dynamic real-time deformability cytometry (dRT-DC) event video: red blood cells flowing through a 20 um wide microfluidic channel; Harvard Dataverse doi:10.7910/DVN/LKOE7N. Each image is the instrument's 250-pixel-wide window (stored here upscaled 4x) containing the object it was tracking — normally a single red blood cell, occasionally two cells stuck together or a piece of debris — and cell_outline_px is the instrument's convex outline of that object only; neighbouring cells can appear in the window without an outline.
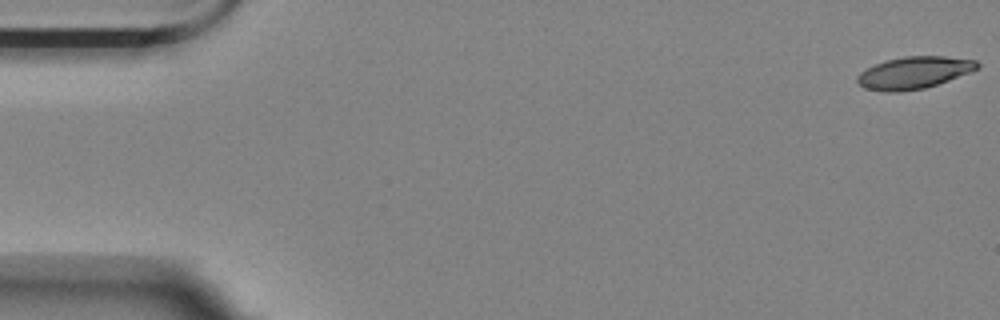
{"species": "Egyptian fruit bat (a non-hibernating species)", "species_latin": "Rousettus aegyptiacus", "temperature_condition": "room temperature", "stored_images_in_passage": 46, "camera_frame_rate_fps": 3000, "um_per_image_px": 0.085, "animal": {"sex": "female"}, "frame": {"image": 1, "passage_image": 1, "time_ms": 0.0, "image_size_px": [1000, 320], "cell_outline_px": [[980, 68], [972, 72], [924, 88], [896, 92], [884, 92], [864, 88], [856, 80], [856, 76], [860, 72], [876, 64], [888, 60], [904, 56], [944, 56], [976, 60], [980, 64]], "centroid_in_image_um": [77.71, 6.18], "position_along_channel_um": 7.3, "area_um2": 22.37}}
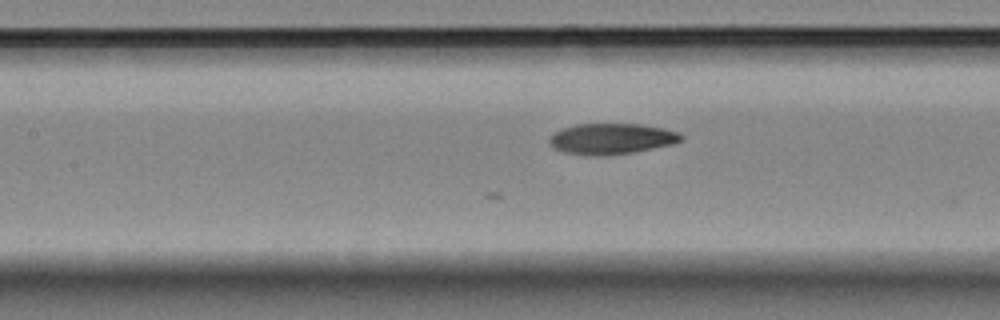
{"frame": {"image": 2, "passage_image": 25, "time_ms": 8.0, "image_size_px": [1000, 320], "cell_outline_px": [[684, 136], [680, 140], [672, 144], [632, 152], [608, 156], [584, 156], [564, 152], [552, 148], [548, 144], [548, 140], [556, 132], [564, 128], [576, 124], [640, 124], [664, 128], [680, 132]], "centroid_in_image_um": [51.95, 11.81], "position_along_channel_um": 155.4, "area_um2": 23.81}}
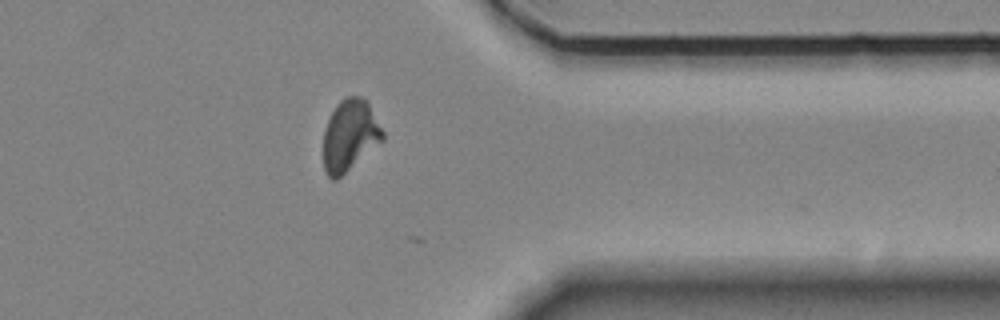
{"frame": {"image": 3, "passage_image": 45, "time_ms": 14.667, "image_size_px": [1000, 320], "cell_outline_px": [[384, 140], [336, 180], [332, 180], [328, 176], [324, 168], [324, 128], [336, 104], [340, 100], [348, 96], [360, 96], [368, 104], [384, 132]], "centroid_in_image_um": [29.73, 11.52], "position_along_channel_um": 381.7, "area_um2": 24.39}, "authors_computed_cell_mechanics": {"area_um2": 23.2645, "velocity_mm_per_s": 3.5426, "shape_relaxation_time_tau1_ms": null, "shape_relaxation_time_tau2_ms": 9.7291, "deformation_change_tau1": null, "deformation_change_tau2": 0.1661}}